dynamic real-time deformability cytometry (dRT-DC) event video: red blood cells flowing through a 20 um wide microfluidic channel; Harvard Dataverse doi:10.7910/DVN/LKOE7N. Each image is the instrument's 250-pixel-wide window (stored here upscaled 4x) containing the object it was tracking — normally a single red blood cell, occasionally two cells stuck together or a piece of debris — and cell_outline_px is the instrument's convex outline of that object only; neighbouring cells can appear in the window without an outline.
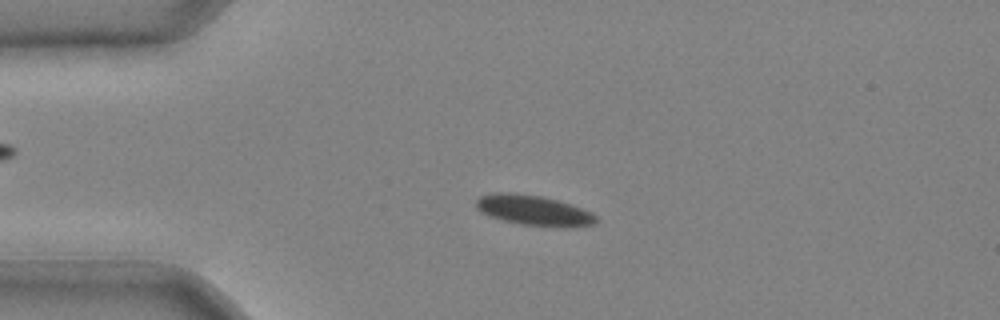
{"species": "common noctule bat (a hibernating species)", "species_latin": "Nyctalus noctula", "temperature_condition": "cold", "stored_images_in_passage": 41, "camera_frame_rate_fps": 3000, "um_per_image_px": 0.085, "animal": {"sex": "male", "body_mass_g": 20.4}, "frame": {"image": 1, "passage_image": 9, "time_ms": 2.667, "image_size_px": [1000, 320], "cell_outline_px": [[596, 224], [572, 228], [556, 228], [520, 224], [488, 216], [480, 212], [476, 208], [476, 200], [480, 196], [496, 192], [512, 192], [540, 196], [556, 200], [592, 212], [596, 216]], "centroid_in_image_um": [45.37, 17.9], "position_along_channel_um": 39.6, "area_um2": 21.39}}
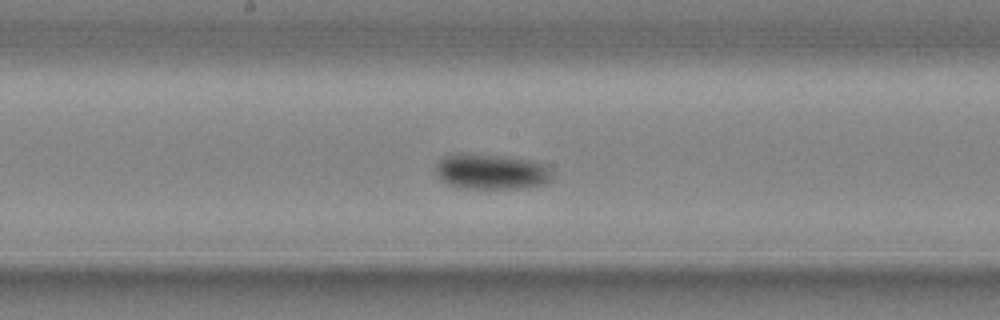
{"frame": {"image": 2, "passage_image": 22, "time_ms": 7.0, "image_size_px": [1000, 320], "cell_outline_px": [[552, 176], [544, 184], [524, 188], [460, 188], [448, 184], [440, 180], [436, 176], [436, 164], [444, 156], [460, 152], [464, 152], [508, 156], [532, 160], [544, 164], [548, 168]], "centroid_in_image_um": [41.71, 14.57], "position_along_channel_um": 206.5, "area_um2": 24.39}}
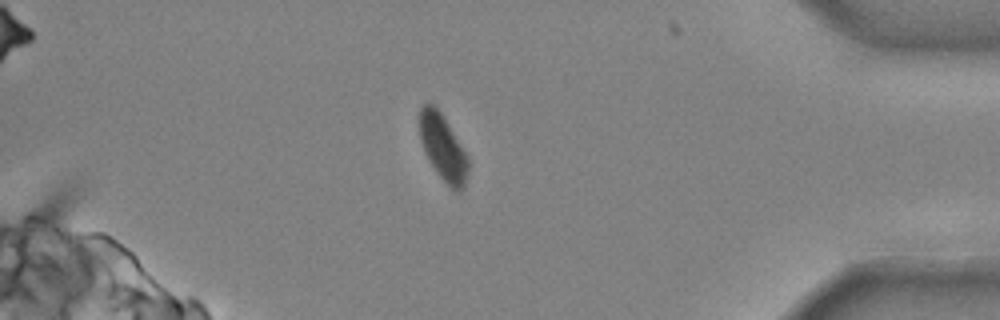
{"frame": {"image": 3, "passage_image": 37, "time_ms": 12.0, "image_size_px": [1000, 320], "cell_outline_px": [[468, 172], [464, 188], [460, 192], [456, 192], [436, 172], [428, 160], [424, 152], [420, 140], [420, 108], [424, 104], [432, 104], [444, 116], [468, 156]], "centroid_in_image_um": [37.66, 12.57], "position_along_channel_um": 397.5, "area_um2": 18.67}}